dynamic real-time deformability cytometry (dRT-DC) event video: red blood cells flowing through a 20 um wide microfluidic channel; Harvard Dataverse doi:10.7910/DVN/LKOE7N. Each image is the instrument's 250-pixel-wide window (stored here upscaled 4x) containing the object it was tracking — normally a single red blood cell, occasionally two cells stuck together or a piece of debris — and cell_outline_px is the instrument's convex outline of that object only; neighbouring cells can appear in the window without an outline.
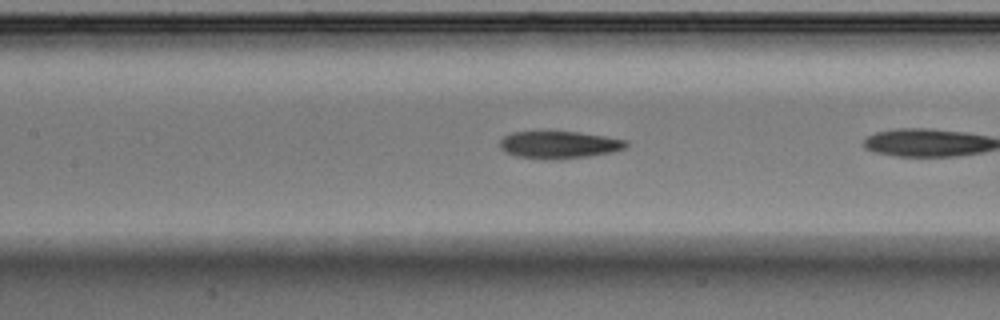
{"species": "Egyptian fruit bat (a non-hibernating species)", "species_latin": "Rousettus aegyptiacus", "temperature_condition": "warm", "stored_images_in_passage": 9, "camera_frame_rate_fps": 3000, "um_per_image_px": 0.085, "animal": {"sex": "male"}, "frame": {"image": 1, "passage_image": 7, "time_ms": 2.0, "image_size_px": [1000, 320], "cell_outline_px": [[628, 144], [624, 148], [612, 152], [588, 156], [516, 156], [504, 152], [500, 148], [500, 140], [504, 136], [512, 132], [580, 132], [628, 140]], "centroid_in_image_um": [47.54, 12.25], "position_along_channel_um": 159.9, "area_um2": 19.02}}